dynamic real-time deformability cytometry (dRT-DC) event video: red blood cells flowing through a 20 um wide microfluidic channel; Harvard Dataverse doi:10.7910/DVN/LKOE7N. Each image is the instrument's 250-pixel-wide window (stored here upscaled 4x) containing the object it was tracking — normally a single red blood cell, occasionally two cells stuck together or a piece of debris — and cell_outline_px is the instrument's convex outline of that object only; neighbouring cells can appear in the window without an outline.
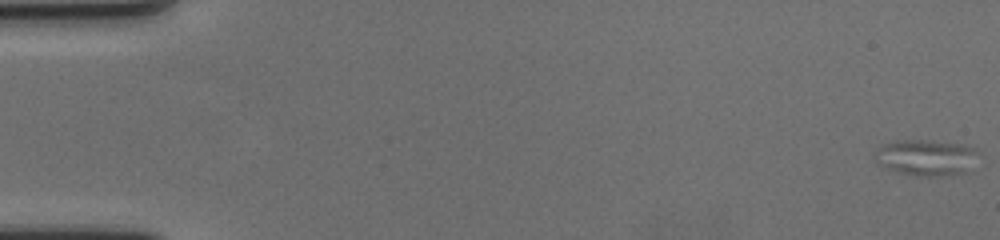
{"species": "human", "species_latin": "Homo sapiens", "temperature_condition": "cold", "stored_images_in_passage": 67, "camera_frame_rate_fps": 3000, "um_per_image_px": 0.085, "donor": {"sex": "female"}, "frame": {"image": 1, "passage_image": 1, "time_ms": 0.0, "image_size_px": [1000, 240], "cell_outline_px": [[976, 152], [964, 172], [948, 176], [916, 176], [896, 172], [884, 168], [876, 164], [872, 160], [876, 148], [884, 144], [896, 140], [928, 140], [964, 144], [976, 148]], "centroid_in_image_um": [78.57, 13.39], "position_along_channel_um": 6.4, "area_um2": 21.85}}
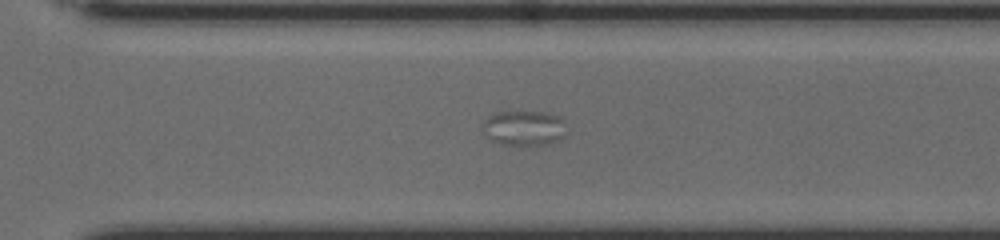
{"frame": {"image": 2, "passage_image": 48, "time_ms": 15.667, "image_size_px": [1000, 240], "cell_outline_px": [[568, 132], [560, 140], [548, 144], [500, 144], [492, 140], [484, 132], [484, 120], [492, 112], [544, 112], [560, 116], [564, 120]], "centroid_in_image_um": [44.6, 10.87], "position_along_channel_um": 326.0, "area_um2": 17.17}}
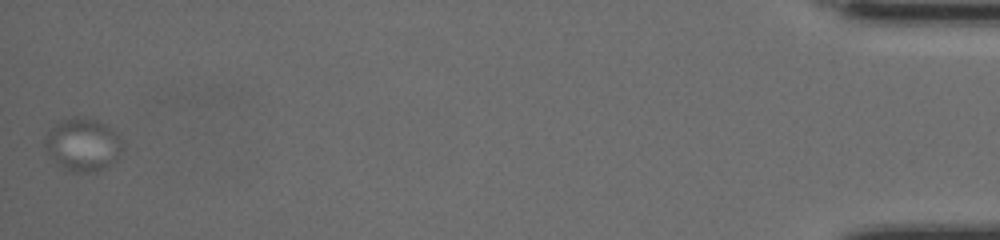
{"frame": {"image": 3, "passage_image": 67, "time_ms": 22.0, "image_size_px": [1000, 240], "cell_outline_px": [[124, 148], [120, 156], [116, 160], [100, 172], [72, 172], [56, 164], [48, 152], [44, 144], [44, 140], [48, 132], [60, 120], [72, 116], [92, 116], [100, 120], [112, 128], [120, 136], [124, 144]], "centroid_in_image_um": [7.1, 12.27], "position_along_channel_um": 428.1, "area_um2": 24.68}}